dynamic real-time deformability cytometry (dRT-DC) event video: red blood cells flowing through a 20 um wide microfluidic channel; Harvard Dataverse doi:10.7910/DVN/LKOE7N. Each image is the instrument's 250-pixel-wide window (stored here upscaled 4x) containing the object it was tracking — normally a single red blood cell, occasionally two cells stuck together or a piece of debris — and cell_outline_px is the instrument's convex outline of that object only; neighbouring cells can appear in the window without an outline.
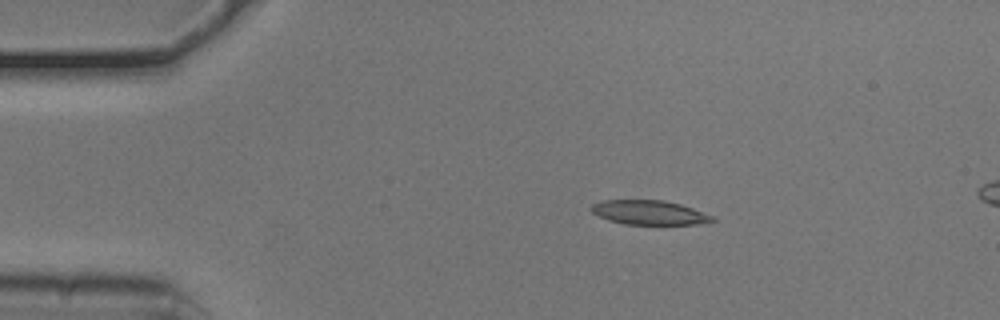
{"species": "common noctule bat (a hibernating species)", "species_latin": "Nyctalus noctula", "temperature_condition": "cold", "stored_images_in_passage": 16, "camera_frame_rate_fps": 3000, "um_per_image_px": 0.085, "animal": {"sex": "male", "body_mass_g": 20.5, "forearm_length_mm": 52.5}, "frame": {"image": 1, "passage_image": 10, "time_ms": 3.0, "image_size_px": [1000, 320], "cell_outline_px": [[716, 220], [696, 224], [624, 224], [608, 220], [592, 212], [588, 208], [592, 204], [600, 200], [664, 200], [680, 204], [692, 208], [712, 216]], "centroid_in_image_um": [55.12, 18.05], "position_along_channel_um": 29.9, "area_um2": 17.05}}